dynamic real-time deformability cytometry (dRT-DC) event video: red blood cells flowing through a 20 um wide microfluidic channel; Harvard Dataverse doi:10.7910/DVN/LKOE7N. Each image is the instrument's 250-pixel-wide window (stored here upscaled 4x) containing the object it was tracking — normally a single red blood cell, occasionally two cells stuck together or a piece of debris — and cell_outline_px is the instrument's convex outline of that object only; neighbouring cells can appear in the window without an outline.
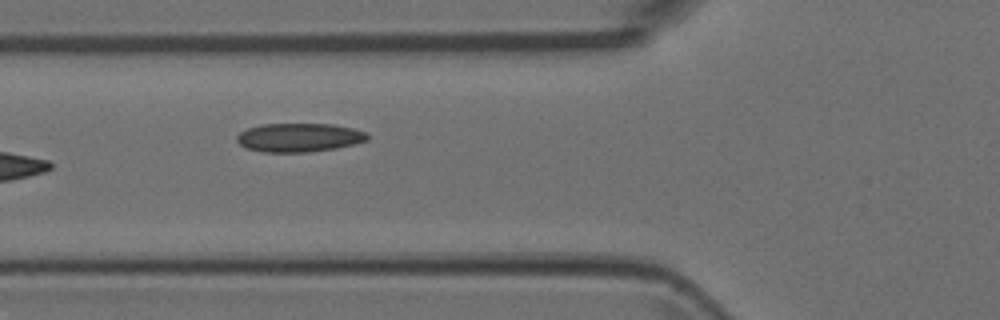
{"species": "Egyptian fruit bat (a non-hibernating species)", "species_latin": "Rousettus aegyptiacus", "temperature_condition": "room temperature", "stored_images_in_passage": 9, "camera_frame_rate_fps": 3000, "um_per_image_px": 0.085, "animal": {"sex": "female"}, "frame": {"image": 1, "passage_image": 6, "time_ms": 1.667, "image_size_px": [1000, 320], "cell_outline_px": [[368, 140], [336, 148], [308, 152], [260, 152], [248, 148], [240, 144], [236, 140], [236, 136], [240, 132], [248, 128], [260, 124], [332, 124], [352, 128], [364, 132], [368, 136]], "centroid_in_image_um": [25.38, 11.69], "position_along_channel_um": 100.4, "area_um2": 21.73}}
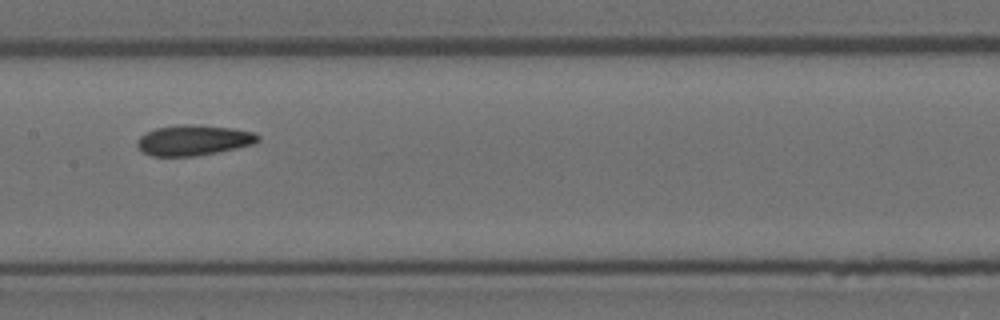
{"frame": {"image": 2, "passage_image": 8, "time_ms": 2.333, "image_size_px": [1000, 320], "cell_outline_px": [[260, 140], [252, 144], [236, 148], [196, 156], [152, 156], [144, 152], [136, 144], [136, 140], [140, 136], [156, 128], [180, 124], [192, 124], [232, 128], [256, 132], [260, 136]], "centroid_in_image_um": [16.47, 11.91], "position_along_channel_um": 190.9, "area_um2": 21.39}}
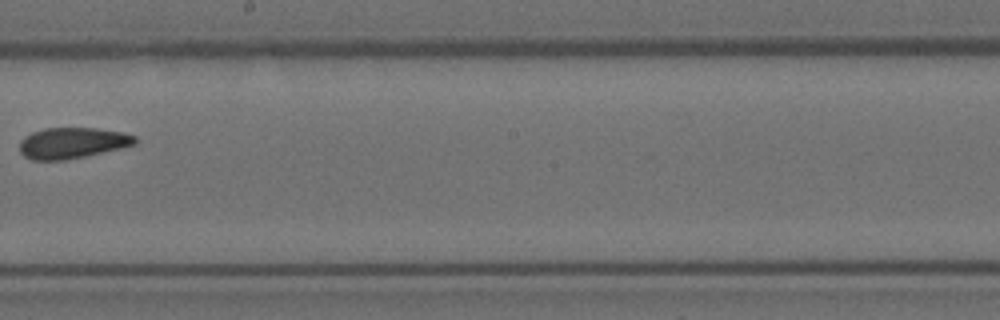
{"frame": {"image": 3, "passage_image": 9, "time_ms": 2.667, "image_size_px": [1000, 320], "cell_outline_px": [[136, 144], [120, 148], [84, 156], [64, 160], [32, 160], [24, 156], [20, 152], [20, 140], [24, 136], [32, 132], [44, 128], [96, 128], [124, 132], [136, 136]], "centroid_in_image_um": [6.13, 12.14], "position_along_channel_um": 242.1, "area_um2": 20.81}}